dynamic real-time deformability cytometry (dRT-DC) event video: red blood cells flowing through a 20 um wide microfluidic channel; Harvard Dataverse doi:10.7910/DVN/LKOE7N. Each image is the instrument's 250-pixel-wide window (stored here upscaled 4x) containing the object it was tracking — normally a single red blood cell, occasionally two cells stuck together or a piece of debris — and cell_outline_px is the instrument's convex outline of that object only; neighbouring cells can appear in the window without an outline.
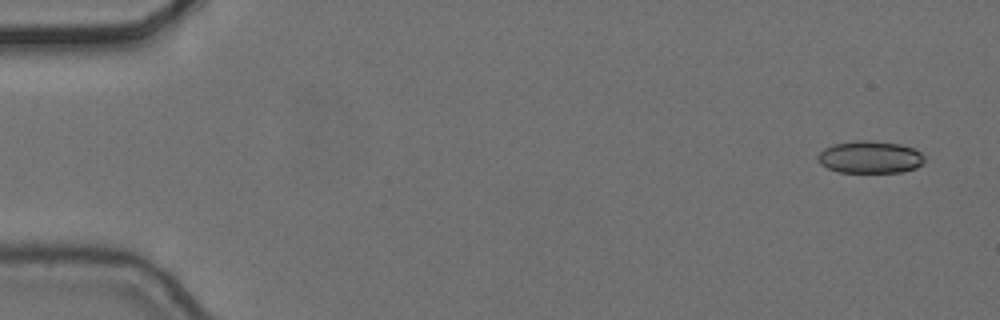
{"species": "common noctule bat (a hibernating species)", "species_latin": "Nyctalus noctula", "temperature_condition": "cold", "stored_images_in_passage": 3, "camera_frame_rate_fps": 3000, "um_per_image_px": 0.085, "animal": {"sex": "female", "body_mass_g": 24.6, "forearm_length_mm": 56.2}, "frame": {"image": 1, "passage_image": 1, "time_ms": 0.0, "image_size_px": [1000, 320], "cell_outline_px": [[924, 160], [916, 168], [900, 172], [840, 172], [828, 168], [820, 164], [816, 160], [816, 156], [824, 148], [832, 144], [856, 140], [868, 140], [900, 144], [912, 148], [920, 152], [924, 156]], "centroid_in_image_um": [73.9, 13.35], "position_along_channel_um": 11.1, "area_um2": 20.11}}